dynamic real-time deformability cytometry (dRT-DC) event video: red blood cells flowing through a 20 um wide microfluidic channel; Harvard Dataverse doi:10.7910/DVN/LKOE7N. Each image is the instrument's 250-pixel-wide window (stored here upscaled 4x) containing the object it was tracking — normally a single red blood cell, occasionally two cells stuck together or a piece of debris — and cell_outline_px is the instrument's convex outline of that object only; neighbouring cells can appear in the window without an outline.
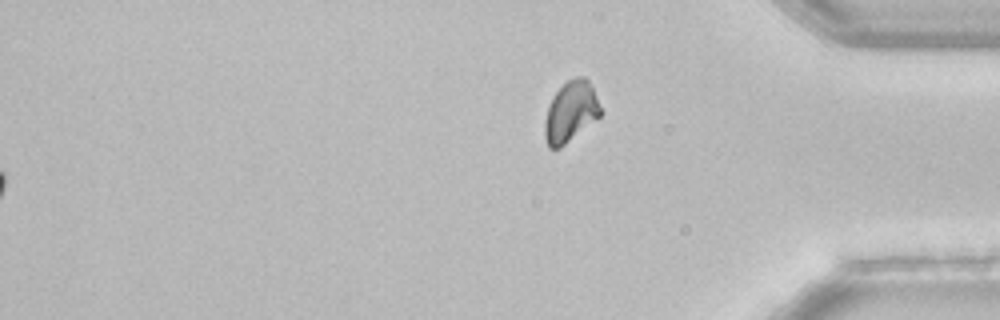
{"species": "common noctule bat (a hibernating species)", "species_latin": "Nyctalus noctula", "temperature_condition": "room temperature", "stored_images_in_passage": 55, "segment_of_instrument_passage": [2, 2], "camera_frame_rate_fps": 3000, "um_per_image_px": 0.085, "animal": {"sex": "female", "body_mass_g": 22.7, "forearm_length_mm": 54.2}, "frame": {"image": 1, "passage_image": 55, "time_ms": 18.0, "image_size_px": [1000, 320], "cell_outline_px": [[604, 112], [600, 116], [560, 148], [548, 148], [544, 136], [544, 120], [548, 104], [552, 96], [568, 80], [576, 76], [584, 76], [588, 80]], "centroid_in_image_um": [48.49, 9.5], "position_along_channel_um": 386.7, "area_um2": 19.83}}